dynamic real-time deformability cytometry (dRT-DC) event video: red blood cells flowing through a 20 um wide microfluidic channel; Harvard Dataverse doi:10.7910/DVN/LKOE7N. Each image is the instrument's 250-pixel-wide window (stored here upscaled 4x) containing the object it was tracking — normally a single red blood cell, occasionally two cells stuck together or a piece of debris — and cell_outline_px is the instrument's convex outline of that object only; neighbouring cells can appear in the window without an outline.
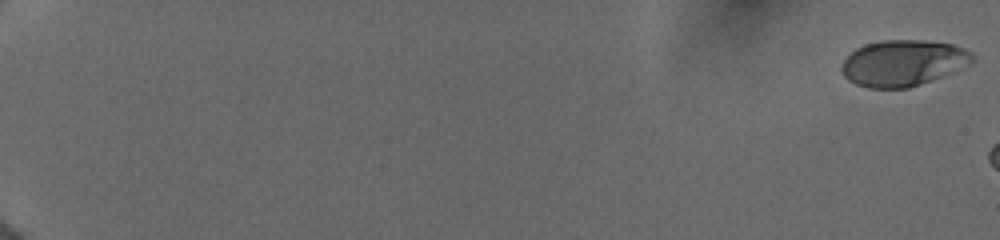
{"species": "human", "species_latin": "Homo sapiens", "temperature_condition": "cold", "stored_images_in_passage": 5, "camera_frame_rate_fps": 3000, "um_per_image_px": 0.085, "donor": {"sex": "female"}, "frame": {"image": 1, "passage_image": 1, "time_ms": 0.0, "image_size_px": [1000, 240], "cell_outline_px": [[976, 60], [952, 72], [920, 84], [908, 88], [868, 88], [856, 84], [848, 80], [844, 76], [840, 68], [844, 60], [856, 48], [864, 44], [884, 40], [924, 40], [952, 44], [964, 48], [972, 52], [976, 56]], "centroid_in_image_um": [76.76, 5.35], "position_along_channel_um": 8.2, "area_um2": 35.14}}